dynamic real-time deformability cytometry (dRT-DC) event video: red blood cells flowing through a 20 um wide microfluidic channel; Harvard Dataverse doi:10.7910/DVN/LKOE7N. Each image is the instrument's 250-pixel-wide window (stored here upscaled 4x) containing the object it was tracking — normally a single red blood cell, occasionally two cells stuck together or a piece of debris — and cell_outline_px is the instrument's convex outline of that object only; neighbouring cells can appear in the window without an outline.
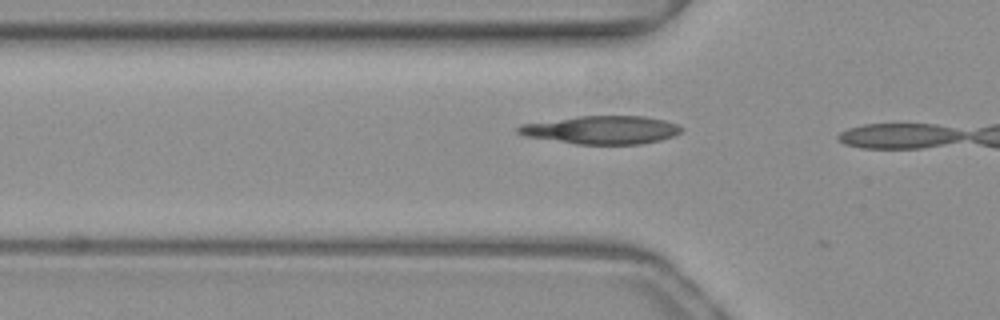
{"species": "common noctule bat (a hibernating species)", "species_latin": "Nyctalus noctula", "temperature_condition": "warm", "stored_images_in_passage": 10, "camera_frame_rate_fps": 3000, "um_per_image_px": 0.085, "animal": {"sex": "female", "body_mass_g": 19.3, "forearm_length_mm": 54.1}, "frame": {"image": 1, "passage_image": 9, "time_ms": 2.667, "image_size_px": [1000, 320], "cell_outline_px": [[684, 128], [680, 132], [672, 136], [660, 140], [640, 144], [576, 144], [524, 136], [516, 132], [516, 128], [520, 124], [576, 116], [644, 116], [664, 120], [676, 124]], "centroid_in_image_um": [51.1, 11.04], "position_along_channel_um": 74.7, "area_um2": 26.82}}